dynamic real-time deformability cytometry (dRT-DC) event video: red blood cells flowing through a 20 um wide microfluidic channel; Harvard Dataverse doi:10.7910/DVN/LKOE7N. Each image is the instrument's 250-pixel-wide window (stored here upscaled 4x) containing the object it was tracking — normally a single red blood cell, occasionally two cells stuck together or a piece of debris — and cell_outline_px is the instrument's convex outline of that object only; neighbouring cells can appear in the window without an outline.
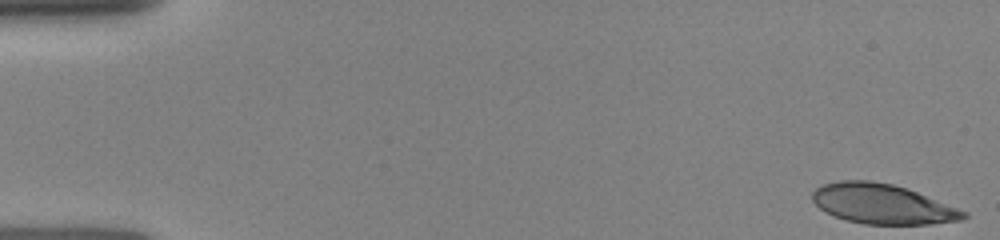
{"species": "human", "species_latin": "Homo sapiens", "temperature_condition": "room temperature", "stored_images_in_passage": 8, "camera_frame_rate_fps": 3000, "um_per_image_px": 0.085, "donor": {"sex": "female"}, "frame": {"image": 1, "passage_image": 1, "time_ms": 0.0, "image_size_px": [1000, 240], "cell_outline_px": [[968, 216], [964, 220], [928, 224], [864, 224], [832, 216], [820, 208], [812, 200], [812, 192], [816, 188], [824, 184], [840, 180], [872, 180], [892, 184], [908, 188], [968, 212]], "centroid_in_image_um": [75.02, 17.33], "position_along_channel_um": 10.0, "area_um2": 35.26}}